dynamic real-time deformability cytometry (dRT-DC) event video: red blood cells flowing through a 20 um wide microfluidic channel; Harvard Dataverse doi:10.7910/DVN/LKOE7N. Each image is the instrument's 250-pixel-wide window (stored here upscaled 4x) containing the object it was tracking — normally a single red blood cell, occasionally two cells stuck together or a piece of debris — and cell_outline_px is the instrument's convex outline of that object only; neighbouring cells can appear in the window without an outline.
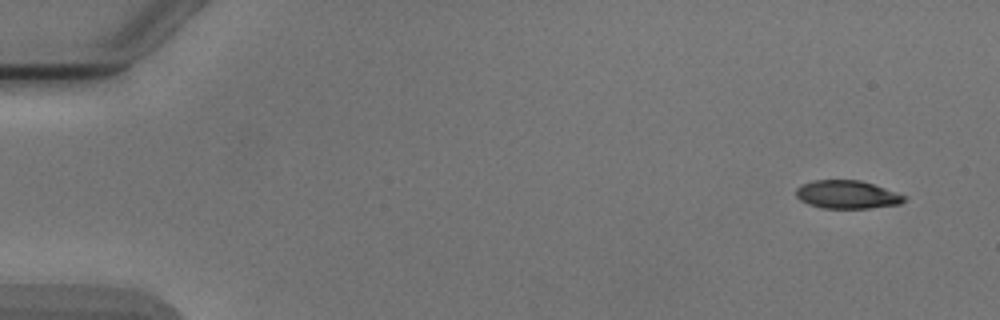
{"species": "Egyptian fruit bat (a non-hibernating species)", "species_latin": "Rousettus aegyptiacus", "temperature_condition": "cold", "stored_images_in_passage": 7, "camera_frame_rate_fps": 3000, "um_per_image_px": 0.085, "animal": {"sex": "male"}, "frame": {"image": 1, "passage_image": 1, "time_ms": 0.0, "image_size_px": [1000, 320], "cell_outline_px": [[908, 196], [900, 204], [868, 208], [820, 208], [808, 204], [800, 200], [796, 196], [796, 188], [800, 184], [812, 180], [860, 180]], "centroid_in_image_um": [71.96, 16.53], "position_along_channel_um": 13.0, "area_um2": 17.8}}
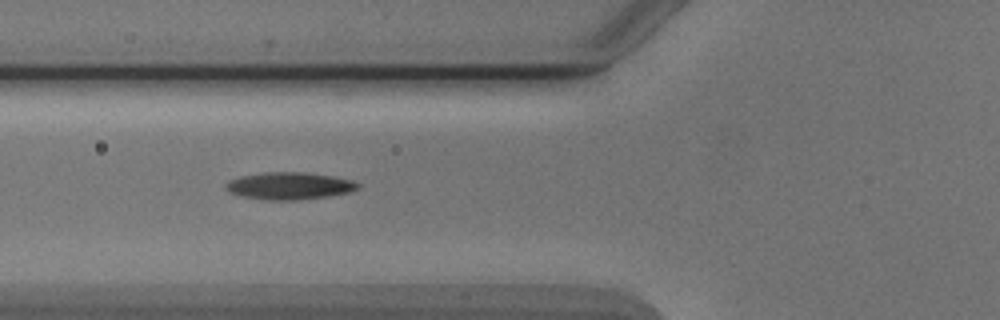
{"frame": {"image": 2, "passage_image": 6, "time_ms": 5.667, "image_size_px": [1000, 320], "cell_outline_px": [[360, 188], [348, 192], [328, 196], [296, 200], [264, 200], [240, 196], [228, 192], [224, 188], [224, 184], [228, 180], [244, 176], [264, 172], [300, 172], [332, 176], [352, 180], [360, 184]], "centroid_in_image_um": [24.55, 15.8], "position_along_channel_um": 101.2, "area_um2": 20.98}}
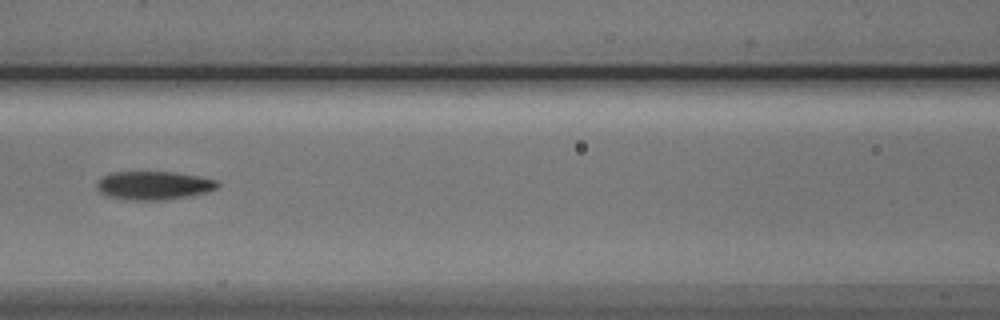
{"frame": {"image": 3, "passage_image": 7, "time_ms": 7.0, "image_size_px": [1000, 320], "cell_outline_px": [[220, 184], [216, 188], [204, 192], [184, 196], [160, 200], [132, 200], [108, 196], [100, 192], [96, 188], [96, 184], [104, 176], [116, 172], [172, 172], [200, 176], [216, 180]], "centroid_in_image_um": [13.05, 15.75], "position_along_channel_um": 153.5, "area_um2": 19.59}}